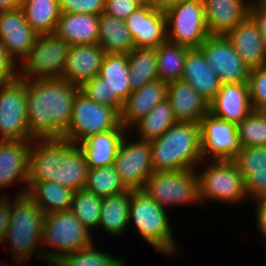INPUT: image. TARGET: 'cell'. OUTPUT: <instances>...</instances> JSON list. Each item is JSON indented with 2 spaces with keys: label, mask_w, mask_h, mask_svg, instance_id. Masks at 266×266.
<instances>
[{
  "label": "cell",
  "mask_w": 266,
  "mask_h": 266,
  "mask_svg": "<svg viewBox=\"0 0 266 266\" xmlns=\"http://www.w3.org/2000/svg\"><path fill=\"white\" fill-rule=\"evenodd\" d=\"M0 140H33L27 125L26 81L18 77L0 87Z\"/></svg>",
  "instance_id": "obj_13"
},
{
  "label": "cell",
  "mask_w": 266,
  "mask_h": 266,
  "mask_svg": "<svg viewBox=\"0 0 266 266\" xmlns=\"http://www.w3.org/2000/svg\"><path fill=\"white\" fill-rule=\"evenodd\" d=\"M30 140H0V193L7 194L5 188L18 186L12 195L26 194L29 182V151ZM21 187V188H20ZM6 193H5V192Z\"/></svg>",
  "instance_id": "obj_16"
},
{
  "label": "cell",
  "mask_w": 266,
  "mask_h": 266,
  "mask_svg": "<svg viewBox=\"0 0 266 266\" xmlns=\"http://www.w3.org/2000/svg\"><path fill=\"white\" fill-rule=\"evenodd\" d=\"M195 170L201 206L211 201L235 207L249 201L244 179L233 160L201 161Z\"/></svg>",
  "instance_id": "obj_7"
},
{
  "label": "cell",
  "mask_w": 266,
  "mask_h": 266,
  "mask_svg": "<svg viewBox=\"0 0 266 266\" xmlns=\"http://www.w3.org/2000/svg\"><path fill=\"white\" fill-rule=\"evenodd\" d=\"M190 48L164 42L156 48L158 76L163 82L181 80L187 52Z\"/></svg>",
  "instance_id": "obj_35"
},
{
  "label": "cell",
  "mask_w": 266,
  "mask_h": 266,
  "mask_svg": "<svg viewBox=\"0 0 266 266\" xmlns=\"http://www.w3.org/2000/svg\"><path fill=\"white\" fill-rule=\"evenodd\" d=\"M175 123L177 121L171 103L166 99L155 106L148 115L134 122L128 128V132H133L131 134L133 137L137 135V139L151 141L162 136ZM134 132L137 134L133 135Z\"/></svg>",
  "instance_id": "obj_32"
},
{
  "label": "cell",
  "mask_w": 266,
  "mask_h": 266,
  "mask_svg": "<svg viewBox=\"0 0 266 266\" xmlns=\"http://www.w3.org/2000/svg\"><path fill=\"white\" fill-rule=\"evenodd\" d=\"M209 35H226L249 16L252 0H202Z\"/></svg>",
  "instance_id": "obj_20"
},
{
  "label": "cell",
  "mask_w": 266,
  "mask_h": 266,
  "mask_svg": "<svg viewBox=\"0 0 266 266\" xmlns=\"http://www.w3.org/2000/svg\"><path fill=\"white\" fill-rule=\"evenodd\" d=\"M142 4L141 0H105L104 13L125 20Z\"/></svg>",
  "instance_id": "obj_45"
},
{
  "label": "cell",
  "mask_w": 266,
  "mask_h": 266,
  "mask_svg": "<svg viewBox=\"0 0 266 266\" xmlns=\"http://www.w3.org/2000/svg\"><path fill=\"white\" fill-rule=\"evenodd\" d=\"M142 190L167 211L183 205L201 206L195 169L153 172Z\"/></svg>",
  "instance_id": "obj_8"
},
{
  "label": "cell",
  "mask_w": 266,
  "mask_h": 266,
  "mask_svg": "<svg viewBox=\"0 0 266 266\" xmlns=\"http://www.w3.org/2000/svg\"><path fill=\"white\" fill-rule=\"evenodd\" d=\"M7 197V195L0 193V203Z\"/></svg>",
  "instance_id": "obj_55"
},
{
  "label": "cell",
  "mask_w": 266,
  "mask_h": 266,
  "mask_svg": "<svg viewBox=\"0 0 266 266\" xmlns=\"http://www.w3.org/2000/svg\"><path fill=\"white\" fill-rule=\"evenodd\" d=\"M150 144L154 172L196 169L202 161L200 123L177 122Z\"/></svg>",
  "instance_id": "obj_3"
},
{
  "label": "cell",
  "mask_w": 266,
  "mask_h": 266,
  "mask_svg": "<svg viewBox=\"0 0 266 266\" xmlns=\"http://www.w3.org/2000/svg\"><path fill=\"white\" fill-rule=\"evenodd\" d=\"M98 76L106 81L109 97H117L123 103L132 92L127 54H106Z\"/></svg>",
  "instance_id": "obj_31"
},
{
  "label": "cell",
  "mask_w": 266,
  "mask_h": 266,
  "mask_svg": "<svg viewBox=\"0 0 266 266\" xmlns=\"http://www.w3.org/2000/svg\"><path fill=\"white\" fill-rule=\"evenodd\" d=\"M143 3L153 4L155 6L164 8L167 6V0H141Z\"/></svg>",
  "instance_id": "obj_51"
},
{
  "label": "cell",
  "mask_w": 266,
  "mask_h": 266,
  "mask_svg": "<svg viewBox=\"0 0 266 266\" xmlns=\"http://www.w3.org/2000/svg\"><path fill=\"white\" fill-rule=\"evenodd\" d=\"M73 190L50 181H29L27 194L45 215L70 210Z\"/></svg>",
  "instance_id": "obj_30"
},
{
  "label": "cell",
  "mask_w": 266,
  "mask_h": 266,
  "mask_svg": "<svg viewBox=\"0 0 266 266\" xmlns=\"http://www.w3.org/2000/svg\"><path fill=\"white\" fill-rule=\"evenodd\" d=\"M249 17L255 22L266 44V0H252Z\"/></svg>",
  "instance_id": "obj_46"
},
{
  "label": "cell",
  "mask_w": 266,
  "mask_h": 266,
  "mask_svg": "<svg viewBox=\"0 0 266 266\" xmlns=\"http://www.w3.org/2000/svg\"><path fill=\"white\" fill-rule=\"evenodd\" d=\"M127 133L128 129L121 124L117 129L95 134L80 142L78 145L84 152L88 167L113 165Z\"/></svg>",
  "instance_id": "obj_25"
},
{
  "label": "cell",
  "mask_w": 266,
  "mask_h": 266,
  "mask_svg": "<svg viewBox=\"0 0 266 266\" xmlns=\"http://www.w3.org/2000/svg\"><path fill=\"white\" fill-rule=\"evenodd\" d=\"M135 48H157L167 41L166 16L164 9L143 3L125 20Z\"/></svg>",
  "instance_id": "obj_17"
},
{
  "label": "cell",
  "mask_w": 266,
  "mask_h": 266,
  "mask_svg": "<svg viewBox=\"0 0 266 266\" xmlns=\"http://www.w3.org/2000/svg\"><path fill=\"white\" fill-rule=\"evenodd\" d=\"M105 55L98 43L71 46L62 78L80 87L85 81L99 75Z\"/></svg>",
  "instance_id": "obj_21"
},
{
  "label": "cell",
  "mask_w": 266,
  "mask_h": 266,
  "mask_svg": "<svg viewBox=\"0 0 266 266\" xmlns=\"http://www.w3.org/2000/svg\"><path fill=\"white\" fill-rule=\"evenodd\" d=\"M127 58L129 63V83L132 92L151 81L159 79L155 48H134L127 54Z\"/></svg>",
  "instance_id": "obj_34"
},
{
  "label": "cell",
  "mask_w": 266,
  "mask_h": 266,
  "mask_svg": "<svg viewBox=\"0 0 266 266\" xmlns=\"http://www.w3.org/2000/svg\"><path fill=\"white\" fill-rule=\"evenodd\" d=\"M168 83L156 79L133 91L123 102L120 111V123L129 128L134 122L149 112L160 102L167 99Z\"/></svg>",
  "instance_id": "obj_23"
},
{
  "label": "cell",
  "mask_w": 266,
  "mask_h": 266,
  "mask_svg": "<svg viewBox=\"0 0 266 266\" xmlns=\"http://www.w3.org/2000/svg\"><path fill=\"white\" fill-rule=\"evenodd\" d=\"M80 91L92 101L115 108L120 113L123 103L117 97H109V88L101 77L85 81Z\"/></svg>",
  "instance_id": "obj_40"
},
{
  "label": "cell",
  "mask_w": 266,
  "mask_h": 266,
  "mask_svg": "<svg viewBox=\"0 0 266 266\" xmlns=\"http://www.w3.org/2000/svg\"><path fill=\"white\" fill-rule=\"evenodd\" d=\"M93 238L71 210L45 215L41 241L45 266H52L63 255L87 248L94 243Z\"/></svg>",
  "instance_id": "obj_6"
},
{
  "label": "cell",
  "mask_w": 266,
  "mask_h": 266,
  "mask_svg": "<svg viewBox=\"0 0 266 266\" xmlns=\"http://www.w3.org/2000/svg\"><path fill=\"white\" fill-rule=\"evenodd\" d=\"M62 13H86L100 15L104 12L105 0H59Z\"/></svg>",
  "instance_id": "obj_43"
},
{
  "label": "cell",
  "mask_w": 266,
  "mask_h": 266,
  "mask_svg": "<svg viewBox=\"0 0 266 266\" xmlns=\"http://www.w3.org/2000/svg\"><path fill=\"white\" fill-rule=\"evenodd\" d=\"M84 189L100 198L117 195L128 190L117 174L114 165L89 168Z\"/></svg>",
  "instance_id": "obj_37"
},
{
  "label": "cell",
  "mask_w": 266,
  "mask_h": 266,
  "mask_svg": "<svg viewBox=\"0 0 266 266\" xmlns=\"http://www.w3.org/2000/svg\"><path fill=\"white\" fill-rule=\"evenodd\" d=\"M70 47L55 33L38 35L18 64V78L24 81L62 78Z\"/></svg>",
  "instance_id": "obj_9"
},
{
  "label": "cell",
  "mask_w": 266,
  "mask_h": 266,
  "mask_svg": "<svg viewBox=\"0 0 266 266\" xmlns=\"http://www.w3.org/2000/svg\"><path fill=\"white\" fill-rule=\"evenodd\" d=\"M10 211V223L4 244H9L11 257L25 264L37 254L36 257L43 262L41 241L45 213L27 193L10 196Z\"/></svg>",
  "instance_id": "obj_5"
},
{
  "label": "cell",
  "mask_w": 266,
  "mask_h": 266,
  "mask_svg": "<svg viewBox=\"0 0 266 266\" xmlns=\"http://www.w3.org/2000/svg\"><path fill=\"white\" fill-rule=\"evenodd\" d=\"M101 203L102 198L81 189L74 192L70 210L91 233H94L98 228Z\"/></svg>",
  "instance_id": "obj_38"
},
{
  "label": "cell",
  "mask_w": 266,
  "mask_h": 266,
  "mask_svg": "<svg viewBox=\"0 0 266 266\" xmlns=\"http://www.w3.org/2000/svg\"><path fill=\"white\" fill-rule=\"evenodd\" d=\"M241 147L266 146V114L253 110L237 125Z\"/></svg>",
  "instance_id": "obj_39"
},
{
  "label": "cell",
  "mask_w": 266,
  "mask_h": 266,
  "mask_svg": "<svg viewBox=\"0 0 266 266\" xmlns=\"http://www.w3.org/2000/svg\"><path fill=\"white\" fill-rule=\"evenodd\" d=\"M221 84L247 82L250 68L225 35H209L198 48Z\"/></svg>",
  "instance_id": "obj_14"
},
{
  "label": "cell",
  "mask_w": 266,
  "mask_h": 266,
  "mask_svg": "<svg viewBox=\"0 0 266 266\" xmlns=\"http://www.w3.org/2000/svg\"><path fill=\"white\" fill-rule=\"evenodd\" d=\"M12 260H13L12 264L7 263L6 261L5 263L3 261H0V266H23L24 265L20 260L16 258H13Z\"/></svg>",
  "instance_id": "obj_53"
},
{
  "label": "cell",
  "mask_w": 266,
  "mask_h": 266,
  "mask_svg": "<svg viewBox=\"0 0 266 266\" xmlns=\"http://www.w3.org/2000/svg\"><path fill=\"white\" fill-rule=\"evenodd\" d=\"M21 0H0V12L16 10L20 7Z\"/></svg>",
  "instance_id": "obj_50"
},
{
  "label": "cell",
  "mask_w": 266,
  "mask_h": 266,
  "mask_svg": "<svg viewBox=\"0 0 266 266\" xmlns=\"http://www.w3.org/2000/svg\"><path fill=\"white\" fill-rule=\"evenodd\" d=\"M98 26V45L106 54H129L135 48L133 37L124 20L102 12Z\"/></svg>",
  "instance_id": "obj_28"
},
{
  "label": "cell",
  "mask_w": 266,
  "mask_h": 266,
  "mask_svg": "<svg viewBox=\"0 0 266 266\" xmlns=\"http://www.w3.org/2000/svg\"><path fill=\"white\" fill-rule=\"evenodd\" d=\"M84 152L65 138L34 139L29 151V181H50L73 191L86 186Z\"/></svg>",
  "instance_id": "obj_2"
},
{
  "label": "cell",
  "mask_w": 266,
  "mask_h": 266,
  "mask_svg": "<svg viewBox=\"0 0 266 266\" xmlns=\"http://www.w3.org/2000/svg\"><path fill=\"white\" fill-rule=\"evenodd\" d=\"M255 205V214L254 215V223H255V229L257 230V233L262 236L261 239H263L266 244V202H262L259 198L255 199L253 201Z\"/></svg>",
  "instance_id": "obj_48"
},
{
  "label": "cell",
  "mask_w": 266,
  "mask_h": 266,
  "mask_svg": "<svg viewBox=\"0 0 266 266\" xmlns=\"http://www.w3.org/2000/svg\"><path fill=\"white\" fill-rule=\"evenodd\" d=\"M96 242L85 249L63 255L52 266H126L127 261L96 247ZM102 250V251H101Z\"/></svg>",
  "instance_id": "obj_36"
},
{
  "label": "cell",
  "mask_w": 266,
  "mask_h": 266,
  "mask_svg": "<svg viewBox=\"0 0 266 266\" xmlns=\"http://www.w3.org/2000/svg\"><path fill=\"white\" fill-rule=\"evenodd\" d=\"M113 165L128 189H142L147 178L154 172L150 141L137 140L128 132Z\"/></svg>",
  "instance_id": "obj_12"
},
{
  "label": "cell",
  "mask_w": 266,
  "mask_h": 266,
  "mask_svg": "<svg viewBox=\"0 0 266 266\" xmlns=\"http://www.w3.org/2000/svg\"><path fill=\"white\" fill-rule=\"evenodd\" d=\"M120 125V113L115 108L94 102L79 90L69 126L62 137L78 145L90 136L117 129Z\"/></svg>",
  "instance_id": "obj_11"
},
{
  "label": "cell",
  "mask_w": 266,
  "mask_h": 266,
  "mask_svg": "<svg viewBox=\"0 0 266 266\" xmlns=\"http://www.w3.org/2000/svg\"><path fill=\"white\" fill-rule=\"evenodd\" d=\"M167 99L177 122L200 123L209 114V102L183 80L168 83Z\"/></svg>",
  "instance_id": "obj_22"
},
{
  "label": "cell",
  "mask_w": 266,
  "mask_h": 266,
  "mask_svg": "<svg viewBox=\"0 0 266 266\" xmlns=\"http://www.w3.org/2000/svg\"><path fill=\"white\" fill-rule=\"evenodd\" d=\"M10 195L0 203V245L4 244L10 223Z\"/></svg>",
  "instance_id": "obj_49"
},
{
  "label": "cell",
  "mask_w": 266,
  "mask_h": 266,
  "mask_svg": "<svg viewBox=\"0 0 266 266\" xmlns=\"http://www.w3.org/2000/svg\"><path fill=\"white\" fill-rule=\"evenodd\" d=\"M225 36L250 70L266 64V44L249 16Z\"/></svg>",
  "instance_id": "obj_24"
},
{
  "label": "cell",
  "mask_w": 266,
  "mask_h": 266,
  "mask_svg": "<svg viewBox=\"0 0 266 266\" xmlns=\"http://www.w3.org/2000/svg\"><path fill=\"white\" fill-rule=\"evenodd\" d=\"M18 77V65L12 59H0V87L12 83Z\"/></svg>",
  "instance_id": "obj_47"
},
{
  "label": "cell",
  "mask_w": 266,
  "mask_h": 266,
  "mask_svg": "<svg viewBox=\"0 0 266 266\" xmlns=\"http://www.w3.org/2000/svg\"><path fill=\"white\" fill-rule=\"evenodd\" d=\"M243 179L249 201L260 198L266 192V168L251 169Z\"/></svg>",
  "instance_id": "obj_44"
},
{
  "label": "cell",
  "mask_w": 266,
  "mask_h": 266,
  "mask_svg": "<svg viewBox=\"0 0 266 266\" xmlns=\"http://www.w3.org/2000/svg\"><path fill=\"white\" fill-rule=\"evenodd\" d=\"M176 1H179V0H167V5L173 3V2H176Z\"/></svg>",
  "instance_id": "obj_56"
},
{
  "label": "cell",
  "mask_w": 266,
  "mask_h": 266,
  "mask_svg": "<svg viewBox=\"0 0 266 266\" xmlns=\"http://www.w3.org/2000/svg\"><path fill=\"white\" fill-rule=\"evenodd\" d=\"M181 80L189 83L209 103L221 87L219 77L199 49L187 52Z\"/></svg>",
  "instance_id": "obj_26"
},
{
  "label": "cell",
  "mask_w": 266,
  "mask_h": 266,
  "mask_svg": "<svg viewBox=\"0 0 266 266\" xmlns=\"http://www.w3.org/2000/svg\"><path fill=\"white\" fill-rule=\"evenodd\" d=\"M253 111L247 82L225 83L209 103V113L238 125Z\"/></svg>",
  "instance_id": "obj_19"
},
{
  "label": "cell",
  "mask_w": 266,
  "mask_h": 266,
  "mask_svg": "<svg viewBox=\"0 0 266 266\" xmlns=\"http://www.w3.org/2000/svg\"><path fill=\"white\" fill-rule=\"evenodd\" d=\"M98 22V15L61 12L55 34L71 46L96 44L99 37Z\"/></svg>",
  "instance_id": "obj_27"
},
{
  "label": "cell",
  "mask_w": 266,
  "mask_h": 266,
  "mask_svg": "<svg viewBox=\"0 0 266 266\" xmlns=\"http://www.w3.org/2000/svg\"><path fill=\"white\" fill-rule=\"evenodd\" d=\"M167 41L198 49L208 38L202 0H179L164 8Z\"/></svg>",
  "instance_id": "obj_10"
},
{
  "label": "cell",
  "mask_w": 266,
  "mask_h": 266,
  "mask_svg": "<svg viewBox=\"0 0 266 266\" xmlns=\"http://www.w3.org/2000/svg\"><path fill=\"white\" fill-rule=\"evenodd\" d=\"M262 202H266V192L259 198Z\"/></svg>",
  "instance_id": "obj_54"
},
{
  "label": "cell",
  "mask_w": 266,
  "mask_h": 266,
  "mask_svg": "<svg viewBox=\"0 0 266 266\" xmlns=\"http://www.w3.org/2000/svg\"><path fill=\"white\" fill-rule=\"evenodd\" d=\"M253 110L266 109V64L250 70L247 80Z\"/></svg>",
  "instance_id": "obj_42"
},
{
  "label": "cell",
  "mask_w": 266,
  "mask_h": 266,
  "mask_svg": "<svg viewBox=\"0 0 266 266\" xmlns=\"http://www.w3.org/2000/svg\"><path fill=\"white\" fill-rule=\"evenodd\" d=\"M79 90L63 78L26 81L27 125L33 140L62 138Z\"/></svg>",
  "instance_id": "obj_1"
},
{
  "label": "cell",
  "mask_w": 266,
  "mask_h": 266,
  "mask_svg": "<svg viewBox=\"0 0 266 266\" xmlns=\"http://www.w3.org/2000/svg\"><path fill=\"white\" fill-rule=\"evenodd\" d=\"M168 213L144 190L130 189L128 227H135L143 241L170 258L180 250L170 220L171 213Z\"/></svg>",
  "instance_id": "obj_4"
},
{
  "label": "cell",
  "mask_w": 266,
  "mask_h": 266,
  "mask_svg": "<svg viewBox=\"0 0 266 266\" xmlns=\"http://www.w3.org/2000/svg\"><path fill=\"white\" fill-rule=\"evenodd\" d=\"M233 161L243 178L251 169L266 168V146L241 147Z\"/></svg>",
  "instance_id": "obj_41"
},
{
  "label": "cell",
  "mask_w": 266,
  "mask_h": 266,
  "mask_svg": "<svg viewBox=\"0 0 266 266\" xmlns=\"http://www.w3.org/2000/svg\"><path fill=\"white\" fill-rule=\"evenodd\" d=\"M37 37L38 34L27 23L21 7L0 12V40L17 65L27 55Z\"/></svg>",
  "instance_id": "obj_18"
},
{
  "label": "cell",
  "mask_w": 266,
  "mask_h": 266,
  "mask_svg": "<svg viewBox=\"0 0 266 266\" xmlns=\"http://www.w3.org/2000/svg\"><path fill=\"white\" fill-rule=\"evenodd\" d=\"M202 161L233 160L241 150L237 125L205 115L201 122Z\"/></svg>",
  "instance_id": "obj_15"
},
{
  "label": "cell",
  "mask_w": 266,
  "mask_h": 266,
  "mask_svg": "<svg viewBox=\"0 0 266 266\" xmlns=\"http://www.w3.org/2000/svg\"><path fill=\"white\" fill-rule=\"evenodd\" d=\"M20 7L38 35L55 33L61 14L59 0H21Z\"/></svg>",
  "instance_id": "obj_33"
},
{
  "label": "cell",
  "mask_w": 266,
  "mask_h": 266,
  "mask_svg": "<svg viewBox=\"0 0 266 266\" xmlns=\"http://www.w3.org/2000/svg\"><path fill=\"white\" fill-rule=\"evenodd\" d=\"M0 59H12L6 52L5 46L0 40Z\"/></svg>",
  "instance_id": "obj_52"
},
{
  "label": "cell",
  "mask_w": 266,
  "mask_h": 266,
  "mask_svg": "<svg viewBox=\"0 0 266 266\" xmlns=\"http://www.w3.org/2000/svg\"><path fill=\"white\" fill-rule=\"evenodd\" d=\"M130 204V189L127 191L102 198L98 231L101 229L110 237H120L128 227Z\"/></svg>",
  "instance_id": "obj_29"
}]
</instances>
